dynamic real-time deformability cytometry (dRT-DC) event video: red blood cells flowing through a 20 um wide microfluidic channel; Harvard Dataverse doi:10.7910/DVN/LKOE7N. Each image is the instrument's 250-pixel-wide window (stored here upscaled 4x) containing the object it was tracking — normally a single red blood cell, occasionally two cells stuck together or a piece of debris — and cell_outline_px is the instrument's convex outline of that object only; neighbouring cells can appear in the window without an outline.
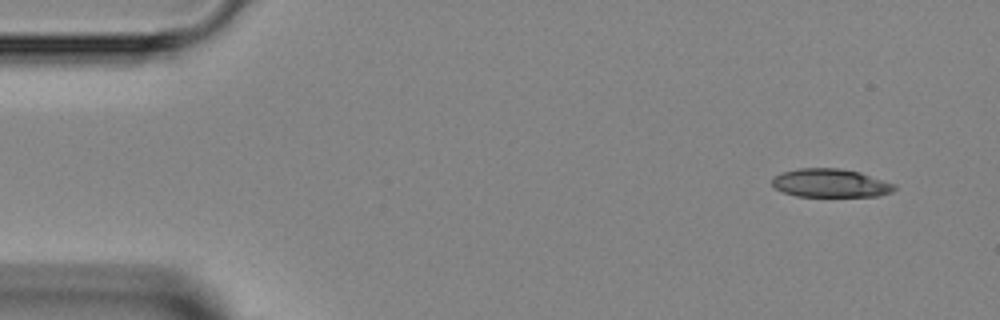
{"species": "Egyptian fruit bat (a non-hibernating species)", "species_latin": "Rousettus aegyptiacus", "temperature_condition": "room temperature", "stored_images_in_passage": 44, "camera_frame_rate_fps": 3000, "um_per_image_px": 0.085, "animal": {"sex": "female"}, "frame": {"image": 1, "passage_image": 1, "time_ms": 0.0, "image_size_px": [1000, 320], "cell_outline_px": [[896, 188], [892, 192], [880, 196], [796, 196], [784, 192], [776, 188], [772, 184], [772, 176], [780, 172], [800, 168], [840, 168], [860, 172], [896, 184]], "centroid_in_image_um": [70.59, 15.55], "position_along_channel_um": 14.4, "area_um2": 20.4}}
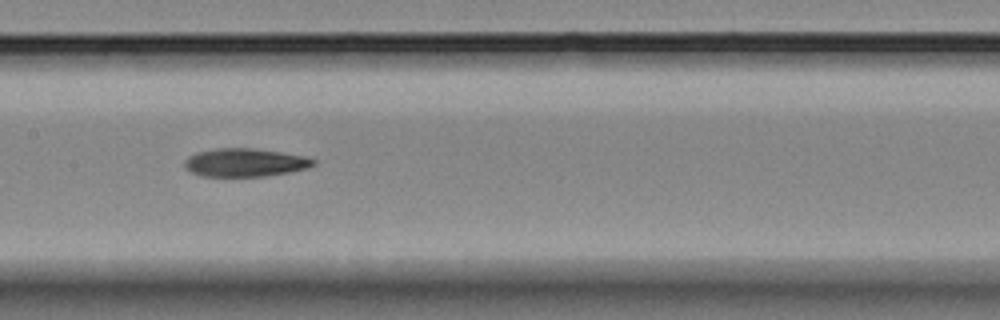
{"frame": {"image": 2, "passage_image": 20, "time_ms": 6.333, "image_size_px": [1000, 320], "cell_outline_px": [[316, 164], [308, 168], [288, 172], [264, 176], [204, 176], [192, 172], [184, 164], [184, 160], [188, 156], [196, 152], [216, 148], [252, 148], [280, 152], [304, 156], [316, 160]], "centroid_in_image_um": [20.83, 13.8], "position_along_channel_um": 186.6, "area_um2": 21.04}}
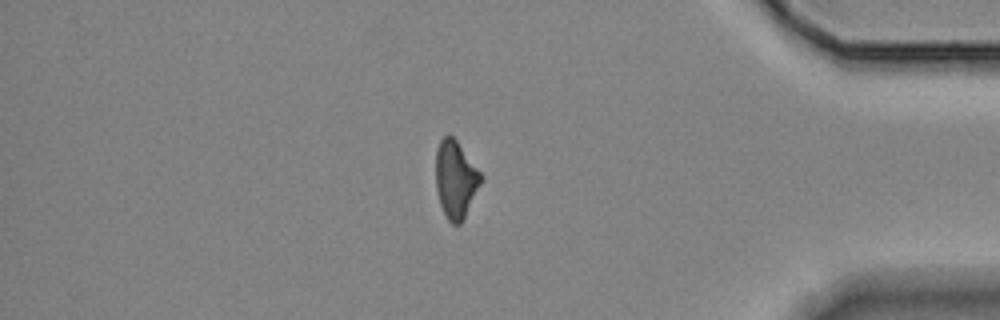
{"frame": {"image": 3, "passage_image": 37, "time_ms": 12.0, "image_size_px": [1000, 320], "cell_outline_px": [[484, 176], [460, 224], [452, 224], [448, 220], [440, 204], [436, 188], [436, 152], [440, 140], [444, 136], [452, 136], [456, 140]], "centroid_in_image_um": [38.72, 15.23], "position_along_channel_um": 396.5, "area_um2": 19.94}}